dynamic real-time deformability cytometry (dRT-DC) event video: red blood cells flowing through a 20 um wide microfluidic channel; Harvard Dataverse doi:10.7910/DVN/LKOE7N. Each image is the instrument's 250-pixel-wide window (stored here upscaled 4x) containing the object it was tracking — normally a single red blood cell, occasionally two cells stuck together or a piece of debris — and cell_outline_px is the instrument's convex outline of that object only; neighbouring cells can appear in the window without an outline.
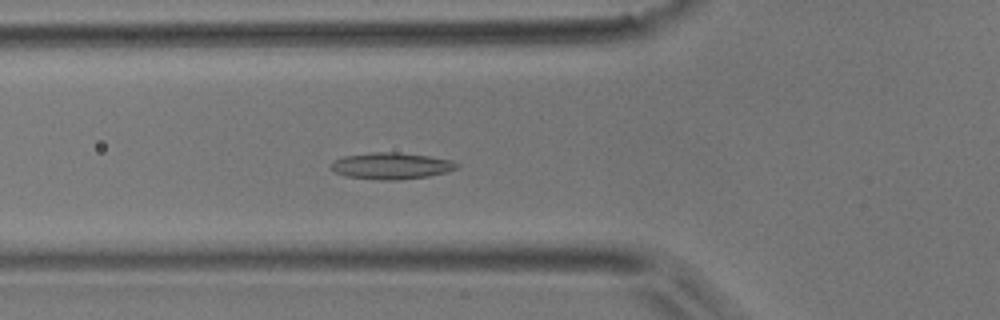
{"species": "common noctule bat (a hibernating species)", "species_latin": "Nyctalus noctula", "temperature_condition": "room temperature", "stored_images_in_passage": 20, "camera_frame_rate_fps": 3000, "um_per_image_px": 0.085, "animal": {"sex": "male", "body_mass_g": 17.9}, "frame": {"image": 1, "passage_image": 17, "time_ms": 5.333, "image_size_px": [1000, 320], "cell_outline_px": [[460, 164], [456, 168], [448, 172], [428, 176], [396, 180], [380, 180], [348, 176], [336, 172], [332, 168], [332, 160], [344, 156], [372, 152], [400, 152], [428, 156], [452, 160]], "centroid_in_image_um": [33.29, 14.09], "position_along_channel_um": 92.5, "area_um2": 19.36}}
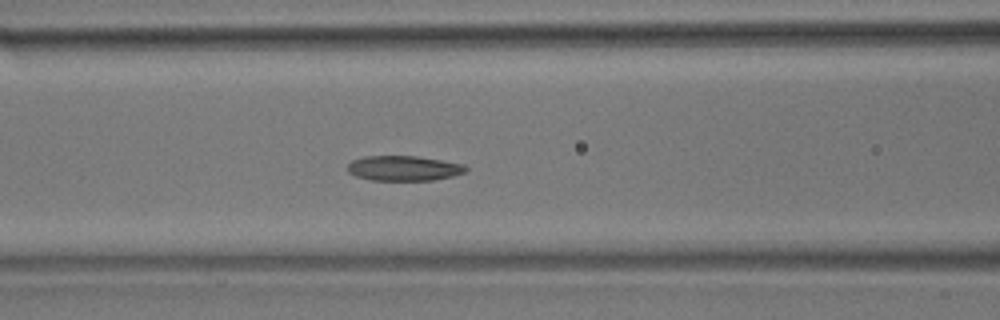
{"frame": {"image": 2, "passage_image": 20, "time_ms": 6.333, "image_size_px": [1000, 320], "cell_outline_px": [[468, 168], [464, 172], [452, 176], [432, 180], [372, 180], [356, 176], [348, 172], [348, 164], [352, 160], [364, 156], [416, 156], [464, 164]], "centroid_in_image_um": [34.3, 14.3], "position_along_channel_um": 132.3, "area_um2": 17.11}}